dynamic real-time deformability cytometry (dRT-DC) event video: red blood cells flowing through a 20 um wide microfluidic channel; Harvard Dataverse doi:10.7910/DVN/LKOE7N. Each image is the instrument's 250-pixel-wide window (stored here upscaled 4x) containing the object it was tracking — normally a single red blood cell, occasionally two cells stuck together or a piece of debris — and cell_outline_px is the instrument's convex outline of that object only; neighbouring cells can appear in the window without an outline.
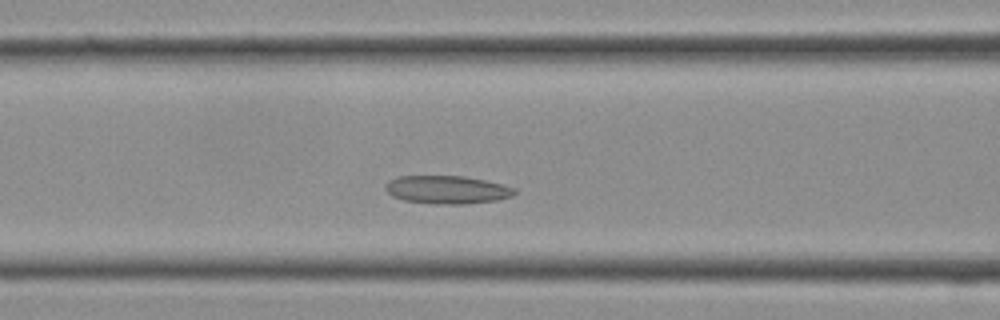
{"species": "Egyptian fruit bat (a non-hibernating species)", "species_latin": "Rousettus aegyptiacus", "temperature_condition": "cold", "stored_images_in_passage": 14, "camera_frame_rate_fps": 3000, "um_per_image_px": 0.085, "frame": {"image": 1, "passage_image": 8, "time_ms": 2.333, "image_size_px": [1000, 320], "cell_outline_px": [[516, 192], [512, 196], [496, 200], [464, 204], [436, 204], [404, 200], [392, 196], [384, 188], [384, 184], [388, 180], [400, 176], [464, 176], [484, 180], [516, 188]], "centroid_in_image_um": [37.97, 16.12], "position_along_channel_um": 128.6, "area_um2": 21.1}}
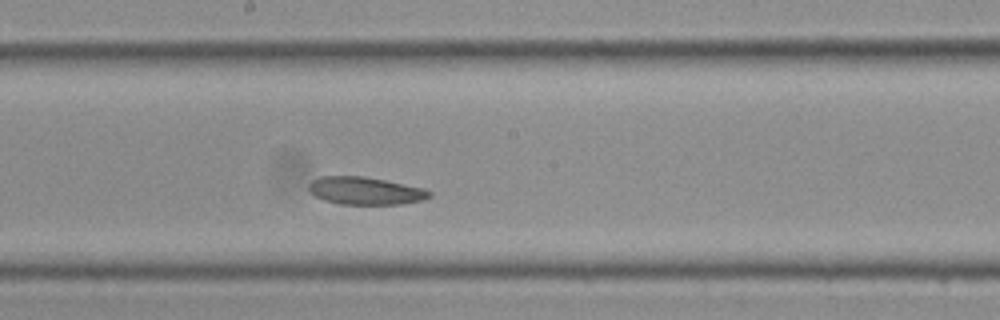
{"frame": {"image": 2, "passage_image": 12, "time_ms": 3.667, "image_size_px": [1000, 320], "cell_outline_px": [[432, 196], [424, 200], [400, 204], [340, 204], [324, 200], [316, 196], [308, 188], [308, 184], [312, 180], [320, 176], [364, 176], [424, 188], [432, 192]], "centroid_in_image_um": [31.07, 16.21], "position_along_channel_um": 217.1, "area_um2": 19.42}}
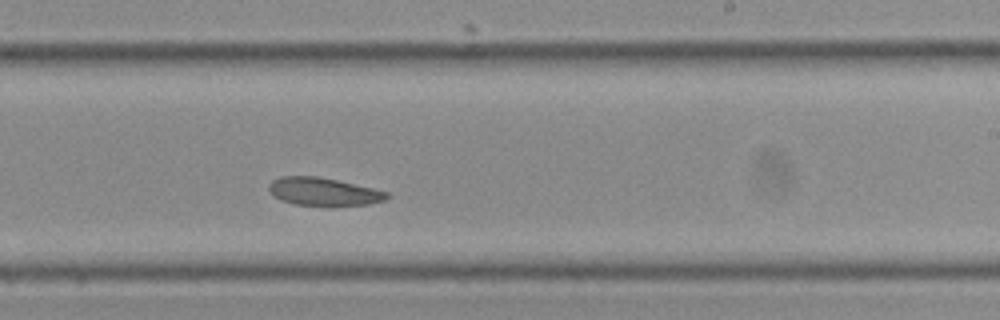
{"frame": {"image": 3, "passage_image": 14, "time_ms": 4.333, "image_size_px": [1000, 320], "cell_outline_px": [[392, 196], [388, 200], [368, 204], [328, 208], [296, 204], [280, 200], [268, 188], [268, 184], [272, 180], [280, 176], [316, 176], [336, 180], [372, 188], [388, 192]], "centroid_in_image_um": [27.55, 16.33], "position_along_channel_um": 261.5, "area_um2": 19.77}}